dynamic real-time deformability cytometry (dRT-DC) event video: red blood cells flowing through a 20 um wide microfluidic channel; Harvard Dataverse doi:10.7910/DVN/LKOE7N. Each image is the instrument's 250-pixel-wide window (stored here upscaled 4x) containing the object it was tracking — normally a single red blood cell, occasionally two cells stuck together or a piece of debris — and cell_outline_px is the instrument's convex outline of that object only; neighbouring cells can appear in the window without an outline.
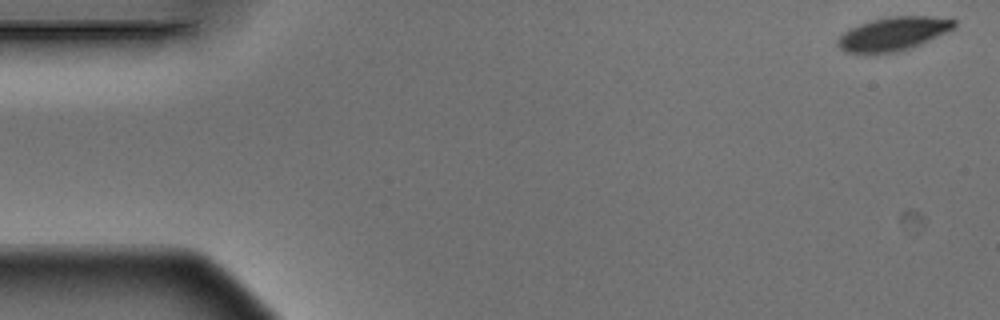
{"species": "Egyptian fruit bat (a non-hibernating species)", "species_latin": "Rousettus aegyptiacus", "temperature_condition": "warm", "stored_images_in_passage": 4, "camera_frame_rate_fps": 3000, "um_per_image_px": 0.085, "animal": {"sex": "male"}, "frame": {"image": 1, "passage_image": 1, "time_ms": 0.0, "image_size_px": [1000, 320], "cell_outline_px": [[956, 28], [948, 32], [920, 44], [896, 52], [844, 52], [836, 44], [836, 40], [844, 32], [860, 24], [872, 20], [888, 16], [928, 16], [956, 20]], "centroid_in_image_um": [75.95, 2.86], "position_along_channel_um": 9.0, "area_um2": 22.48}}
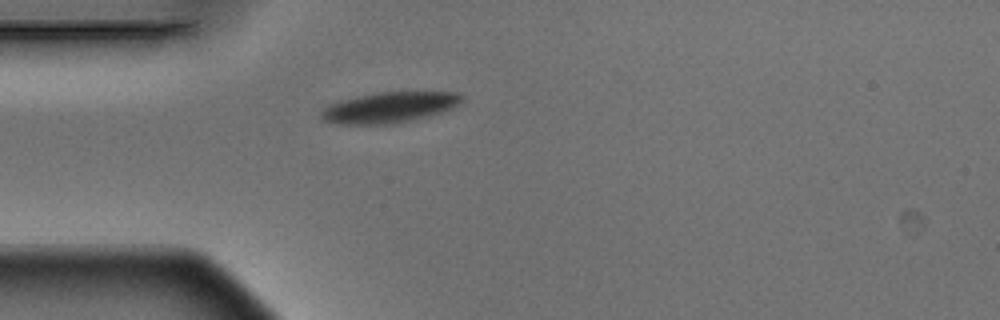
{"frame": {"image": 2, "passage_image": 4, "time_ms": 1.0, "image_size_px": [1000, 320], "cell_outline_px": [[464, 100], [456, 108], [444, 112], [408, 120], [388, 124], [340, 124], [324, 120], [320, 116], [320, 112], [328, 104], [340, 100], [356, 96], [380, 92], [460, 92], [464, 96]], "centroid_in_image_um": [33.14, 9.11], "position_along_channel_um": 51.9, "area_um2": 25.26}}